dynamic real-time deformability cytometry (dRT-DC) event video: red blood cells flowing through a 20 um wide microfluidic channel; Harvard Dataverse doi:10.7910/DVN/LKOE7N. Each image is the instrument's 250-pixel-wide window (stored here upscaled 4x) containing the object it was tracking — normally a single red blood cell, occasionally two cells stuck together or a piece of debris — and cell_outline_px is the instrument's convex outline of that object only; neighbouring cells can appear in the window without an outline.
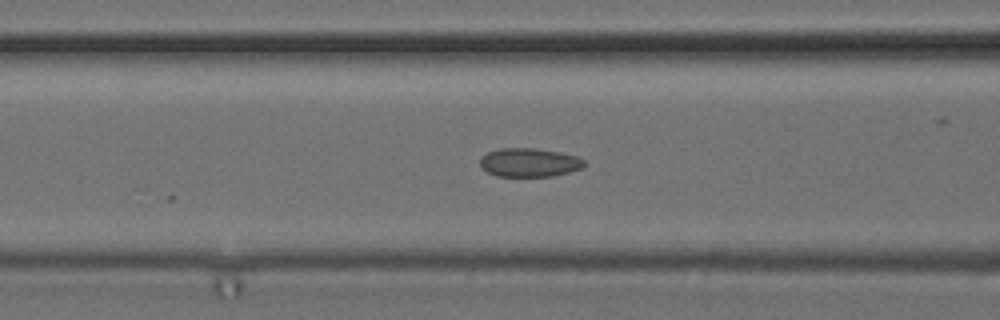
{"species": "common noctule bat (a hibernating species)", "species_latin": "Nyctalus noctula", "temperature_condition": "cold", "stored_images_in_passage": 21, "camera_frame_rate_fps": 3000, "um_per_image_px": 0.085, "animal": {"sex": "female", "body_mass_g": 24.6, "forearm_length_mm": 56.2}, "frame": {"image": 1, "passage_image": 21, "time_ms": 6.667, "image_size_px": [1000, 320], "cell_outline_px": [[588, 164], [584, 168], [552, 176], [496, 176], [488, 172], [480, 164], [480, 156], [488, 152], [500, 148], [536, 148], [560, 152], [576, 156], [584, 160]], "centroid_in_image_um": [45.02, 13.8], "position_along_channel_um": 121.6, "area_um2": 17.51}}